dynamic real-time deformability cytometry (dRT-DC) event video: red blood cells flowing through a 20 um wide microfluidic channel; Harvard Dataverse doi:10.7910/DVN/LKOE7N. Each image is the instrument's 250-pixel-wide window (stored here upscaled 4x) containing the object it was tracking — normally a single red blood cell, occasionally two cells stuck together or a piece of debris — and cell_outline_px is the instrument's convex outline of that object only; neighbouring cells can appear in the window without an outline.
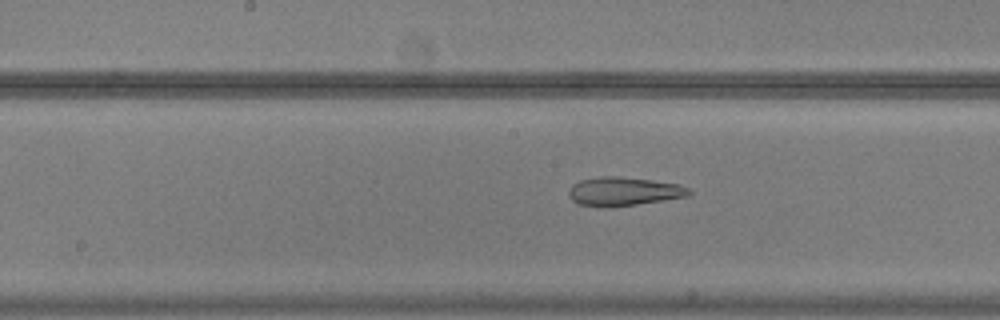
{"species": "common noctule bat (a hibernating species)", "species_latin": "Nyctalus noctula", "temperature_condition": "warm", "stored_images_in_passage": 27, "camera_frame_rate_fps": 3000, "um_per_image_px": 0.085, "animal": {"sex": "male", "body_mass_g": 20.5, "forearm_length_mm": 52.5}, "frame": {"image": 1, "passage_image": 12, "time_ms": 3.667, "image_size_px": [1000, 320], "cell_outline_px": [[692, 192], [688, 196], [636, 204], [608, 208], [580, 204], [572, 200], [568, 196], [568, 192], [572, 184], [580, 180], [600, 176], [616, 176], [652, 180], [680, 184], [688, 188]], "centroid_in_image_um": [52.99, 16.27], "position_along_channel_um": 195.2, "area_um2": 20.11}}
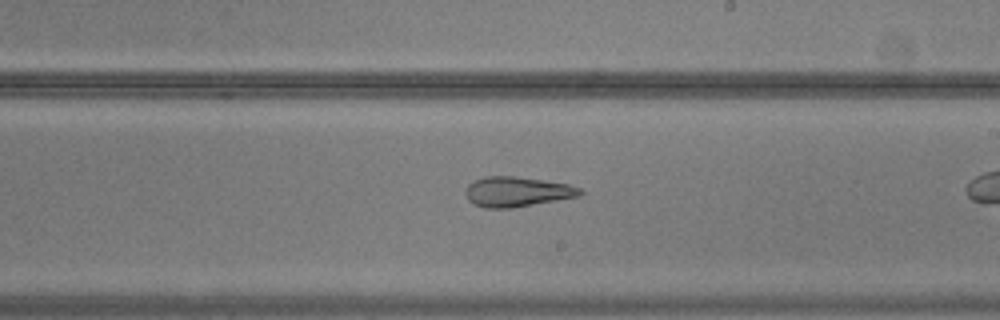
{"frame": {"image": 2, "passage_image": 16, "time_ms": 5.0, "image_size_px": [1000, 320], "cell_outline_px": [[584, 192], [580, 196], [512, 208], [484, 208], [472, 204], [468, 200], [468, 184], [472, 180], [484, 176], [516, 176], [544, 180], [568, 184], [580, 188]], "centroid_in_image_um": [43.95, 16.29], "position_along_channel_um": 245.0, "area_um2": 20.06}}